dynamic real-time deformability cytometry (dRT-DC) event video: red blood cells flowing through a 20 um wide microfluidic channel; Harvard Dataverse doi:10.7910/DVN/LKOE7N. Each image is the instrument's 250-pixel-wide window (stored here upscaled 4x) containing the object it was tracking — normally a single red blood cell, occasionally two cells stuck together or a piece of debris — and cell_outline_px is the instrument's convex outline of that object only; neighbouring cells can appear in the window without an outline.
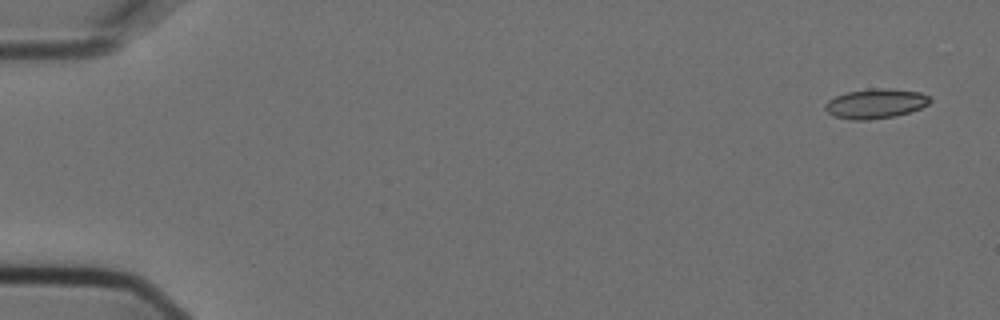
{"species": "Egyptian fruit bat (a non-hibernating species)", "species_latin": "Rousettus aegyptiacus", "temperature_condition": "cold", "stored_images_in_passage": 5, "camera_frame_rate_fps": 3000, "um_per_image_px": 0.085, "animal": {"sex": "female"}, "frame": {"image": 1, "passage_image": 1, "time_ms": 0.0, "image_size_px": [1000, 320], "cell_outline_px": [[932, 100], [928, 104], [920, 108], [896, 116], [868, 120], [852, 120], [836, 116], [828, 112], [824, 108], [824, 104], [828, 100], [836, 96], [848, 92], [872, 88], [888, 88], [920, 92], [932, 96]], "centroid_in_image_um": [74.45, 8.8], "position_along_channel_um": 10.5, "area_um2": 18.15}}
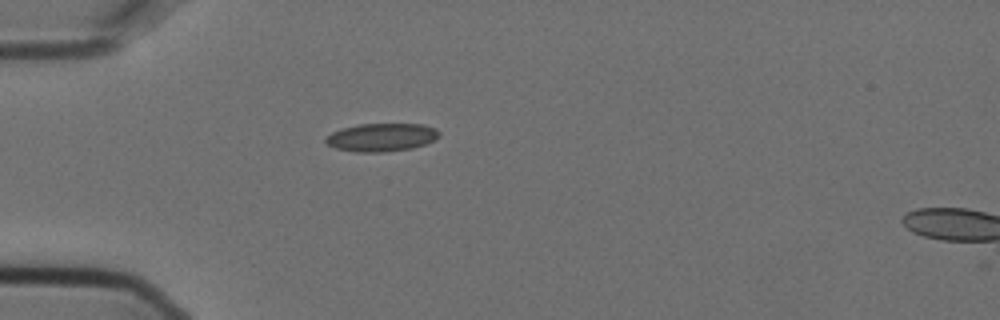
{"frame": {"image": 2, "passage_image": 5, "time_ms": 1.333, "image_size_px": [1000, 320], "cell_outline_px": [[440, 136], [424, 144], [412, 148], [384, 152], [356, 152], [336, 148], [328, 144], [324, 140], [332, 132], [344, 128], [360, 124], [420, 124], [436, 128], [440, 132]], "centroid_in_image_um": [32.45, 11.67], "position_along_channel_um": 52.6, "area_um2": 18.38}}